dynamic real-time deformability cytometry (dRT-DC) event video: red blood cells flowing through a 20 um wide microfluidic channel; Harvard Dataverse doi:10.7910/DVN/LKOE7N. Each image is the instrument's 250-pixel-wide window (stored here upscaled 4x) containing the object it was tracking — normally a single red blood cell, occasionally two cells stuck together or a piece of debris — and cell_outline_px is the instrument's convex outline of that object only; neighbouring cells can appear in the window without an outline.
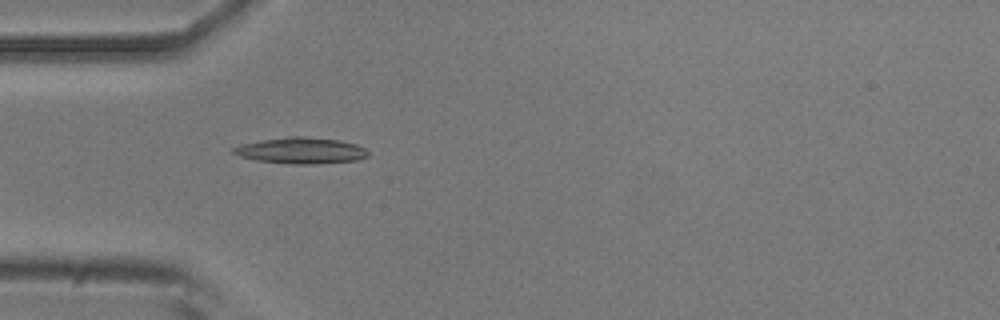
{"species": "common noctule bat (a hibernating species)", "species_latin": "Nyctalus noctula", "temperature_condition": "room temperature", "stored_images_in_passage": 32, "camera_frame_rate_fps": 3000, "um_per_image_px": 0.085, "animal": {"sex": "male", "body_mass_g": 20.5, "forearm_length_mm": 52.5}, "frame": {"image": 1, "passage_image": 1, "time_ms": 0.0, "image_size_px": [1000, 320], "cell_outline_px": [[368, 156], [356, 160], [308, 164], [292, 164], [256, 160], [240, 156], [232, 152], [232, 148], [240, 144], [288, 136], [300, 136], [336, 140], [356, 144], [364, 148], [368, 152]], "centroid_in_image_um": [25.56, 12.8], "position_along_channel_um": 59.4, "area_um2": 20.17}}
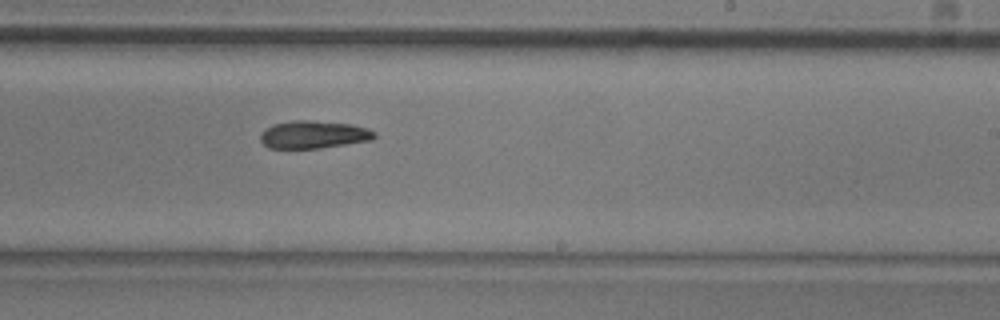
{"frame": {"image": 2, "passage_image": 17, "time_ms": 5.333, "image_size_px": [1000, 320], "cell_outline_px": [[376, 136], [372, 140], [320, 148], [268, 148], [260, 140], [260, 132], [264, 128], [272, 124], [296, 120], [308, 120], [352, 124], [368, 128], [376, 132]], "centroid_in_image_um": [26.64, 11.43], "position_along_channel_um": 262.4, "area_um2": 18.55}}
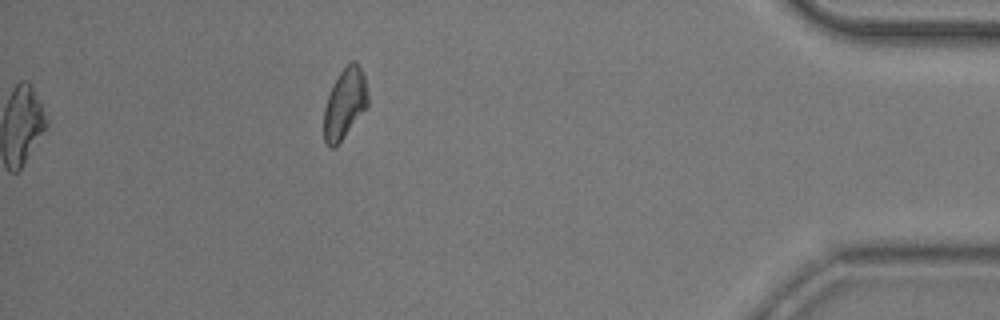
{"frame": {"image": 3, "passage_image": 32, "time_ms": 10.333, "image_size_px": [1000, 320], "cell_outline_px": [[368, 104], [344, 136], [332, 148], [328, 148], [324, 140], [324, 108], [332, 84], [340, 72], [352, 60], [356, 60], [364, 76], [368, 92]], "centroid_in_image_um": [29.29, 8.77], "position_along_channel_um": 405.9, "area_um2": 17.69}}